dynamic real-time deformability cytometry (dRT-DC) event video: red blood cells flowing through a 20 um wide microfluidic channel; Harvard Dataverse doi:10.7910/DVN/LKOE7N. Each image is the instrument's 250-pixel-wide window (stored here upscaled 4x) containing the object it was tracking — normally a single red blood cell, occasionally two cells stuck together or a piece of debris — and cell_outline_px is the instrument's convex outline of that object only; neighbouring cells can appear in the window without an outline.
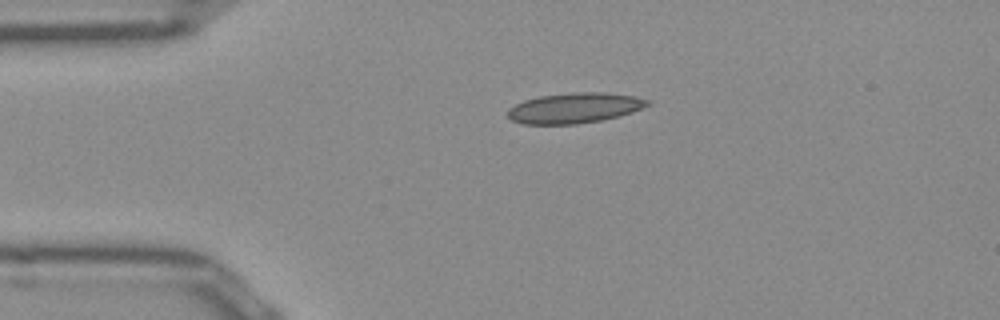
{"species": "Egyptian fruit bat (a non-hibernating species)", "species_latin": "Rousettus aegyptiacus", "temperature_condition": "room temperature", "stored_images_in_passage": 41, "camera_frame_rate_fps": 3000, "um_per_image_px": 0.085, "frame": {"image": 1, "passage_image": 1, "time_ms": 0.0, "image_size_px": [1000, 320], "cell_outline_px": [[652, 104], [632, 112], [600, 120], [576, 124], [524, 124], [512, 120], [508, 116], [508, 108], [524, 100], [540, 96], [572, 92], [604, 92], [632, 96], [648, 100]], "centroid_in_image_um": [48.81, 9.17], "position_along_channel_um": 36.2, "area_um2": 24.51}}
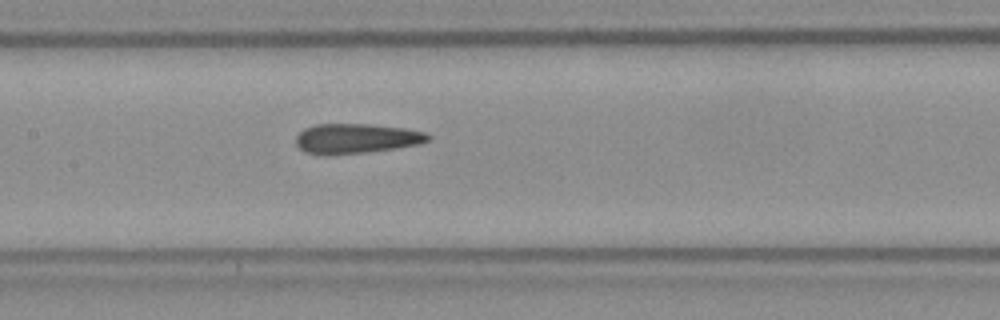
{"frame": {"image": 2, "passage_image": 14, "time_ms": 4.333, "image_size_px": [1000, 320], "cell_outline_px": [[432, 136], [428, 140], [416, 144], [396, 148], [364, 152], [324, 156], [304, 152], [296, 144], [296, 136], [304, 128], [316, 124], [372, 124], [404, 128], [424, 132]], "centroid_in_image_um": [30.22, 11.77], "position_along_channel_um": 177.2, "area_um2": 23.0}}
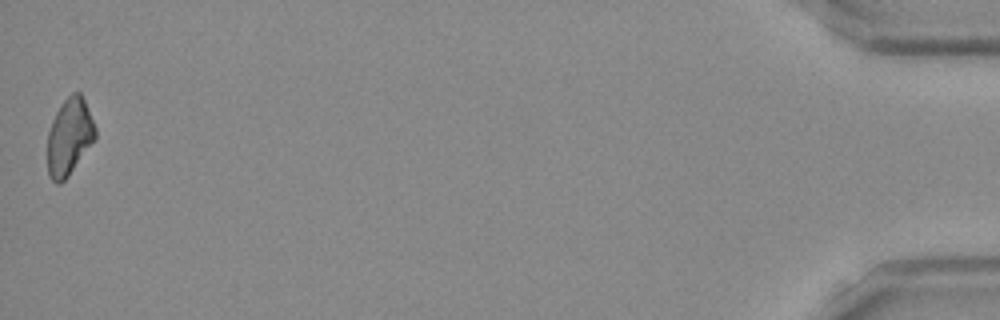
{"frame": {"image": 3, "passage_image": 41, "time_ms": 13.333, "image_size_px": [1000, 320], "cell_outline_px": [[96, 136], [68, 176], [60, 184], [56, 184], [48, 176], [48, 132], [52, 120], [60, 104], [72, 92], [80, 92], [84, 100], [96, 128]], "centroid_in_image_um": [5.87, 11.62], "position_along_channel_um": 429.3, "area_um2": 21.1}, "authors_computed_cell_mechanics": {"area_um2": 22.831, "velocity_mm_per_s": 3.9272, "shape_relaxation_time_tau1_ms": null, "shape_relaxation_time_tau2_ms": 3.3235, "deformation_change_tau1": null, "deformation_change_tau2": 0.1138}}